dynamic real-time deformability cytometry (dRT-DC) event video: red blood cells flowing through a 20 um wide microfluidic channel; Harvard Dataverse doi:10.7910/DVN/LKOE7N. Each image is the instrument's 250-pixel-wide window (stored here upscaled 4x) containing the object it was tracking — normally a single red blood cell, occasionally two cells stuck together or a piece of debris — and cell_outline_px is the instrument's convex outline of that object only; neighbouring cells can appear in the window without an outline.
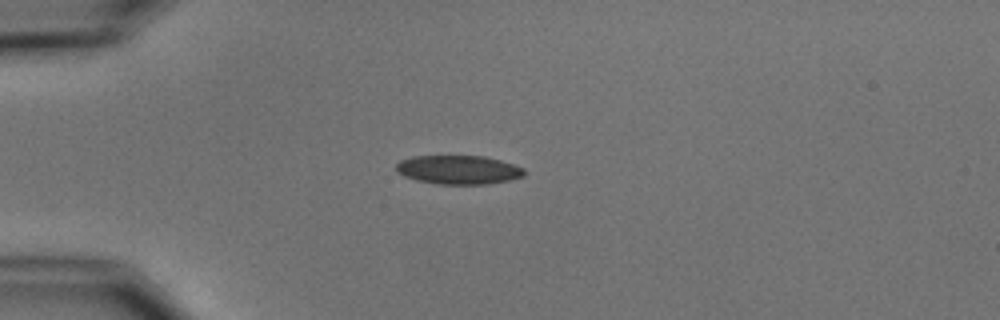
{"species": "common noctule bat (a hibernating species)", "species_latin": "Nyctalus noctula", "temperature_condition": "cold", "stored_images_in_passage": 6, "camera_frame_rate_fps": 3000, "um_per_image_px": 0.085, "animal": {"sex": "male", "body_mass_g": 15.6}, "frame": {"image": 1, "passage_image": 2, "time_ms": 1.333, "image_size_px": [1000, 320], "cell_outline_px": [[524, 176], [512, 180], [488, 184], [436, 184], [416, 180], [404, 176], [396, 172], [396, 164], [400, 160], [412, 156], [484, 156], [500, 160], [524, 168]], "centroid_in_image_um": [38.96, 14.43], "position_along_channel_um": 46.0, "area_um2": 21.68}}
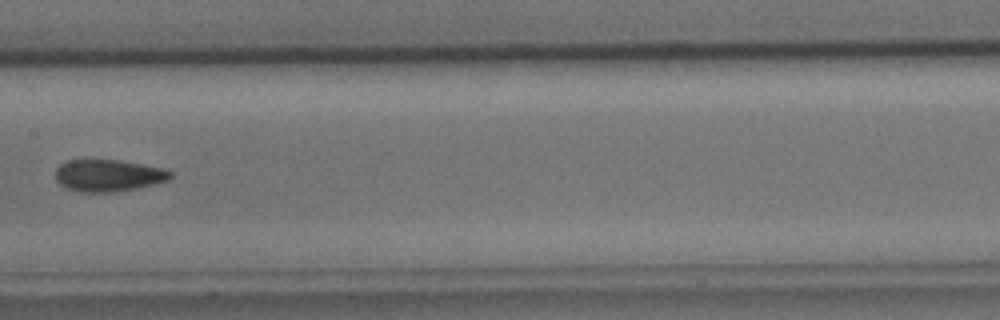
{"frame": {"image": 2, "passage_image": 6, "time_ms": 6.0, "image_size_px": [1000, 320], "cell_outline_px": [[172, 176], [168, 180], [156, 184], [136, 188], [112, 192], [80, 192], [68, 188], [60, 184], [56, 180], [56, 168], [60, 164], [68, 160], [120, 160], [160, 168], [172, 172]], "centroid_in_image_um": [9.19, 14.92], "position_along_channel_um": 198.2, "area_um2": 21.21}}